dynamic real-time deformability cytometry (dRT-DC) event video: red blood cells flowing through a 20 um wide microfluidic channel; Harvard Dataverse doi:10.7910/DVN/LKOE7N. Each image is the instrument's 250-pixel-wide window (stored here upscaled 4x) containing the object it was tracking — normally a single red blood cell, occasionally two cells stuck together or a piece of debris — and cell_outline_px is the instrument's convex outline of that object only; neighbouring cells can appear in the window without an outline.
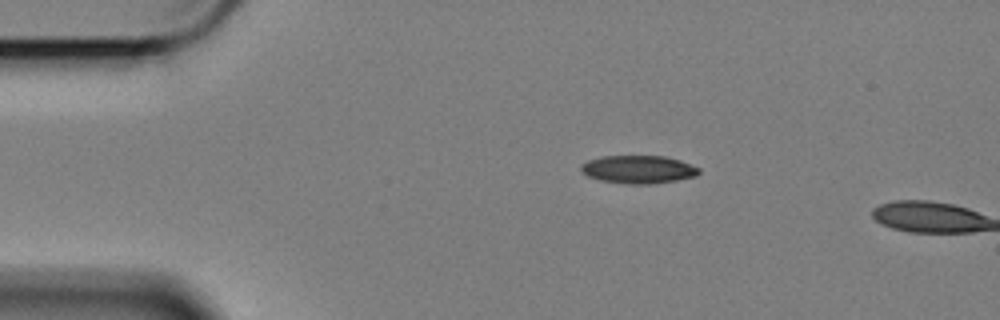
{"species": "Egyptian fruit bat (a non-hibernating species)", "species_latin": "Rousettus aegyptiacus", "temperature_condition": "cold", "stored_images_in_passage": 2, "camera_frame_rate_fps": 3000, "um_per_image_px": 0.085, "animal": {"sex": "female"}, "frame": {"image": 1, "passage_image": 1, "time_ms": 0.0, "image_size_px": [1000, 320], "cell_outline_px": [[700, 172], [696, 176], [676, 180], [652, 184], [628, 184], [600, 180], [588, 176], [580, 168], [580, 164], [588, 160], [604, 156], [664, 156], [680, 160], [700, 168]], "centroid_in_image_um": [54.27, 14.4], "position_along_channel_um": 30.7, "area_um2": 19.19}}